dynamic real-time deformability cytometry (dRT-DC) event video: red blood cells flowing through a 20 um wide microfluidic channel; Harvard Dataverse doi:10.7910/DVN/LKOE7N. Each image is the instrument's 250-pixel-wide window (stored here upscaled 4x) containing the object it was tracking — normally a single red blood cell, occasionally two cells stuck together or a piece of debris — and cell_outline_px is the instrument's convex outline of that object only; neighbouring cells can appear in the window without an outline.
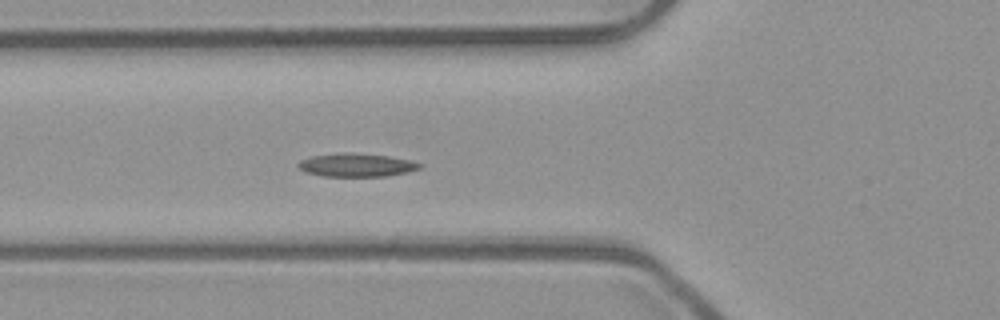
{"species": "common noctule bat (a hibernating species)", "species_latin": "Nyctalus noctula", "temperature_condition": "room temperature", "stored_images_in_passage": 31, "camera_frame_rate_fps": 3000, "um_per_image_px": 0.085, "animal": {"sex": "male", "body_mass_g": 23.1, "forearm_length_mm": 52.7}, "frame": {"image": 1, "passage_image": 7, "time_ms": 2.0, "image_size_px": [1000, 320], "cell_outline_px": [[424, 164], [420, 168], [408, 172], [384, 176], [324, 176], [304, 172], [296, 164], [300, 160], [312, 156], [344, 152], [352, 152], [388, 156], [412, 160]], "centroid_in_image_um": [30.31, 14.02], "position_along_channel_um": 95.5, "area_um2": 16.59}}
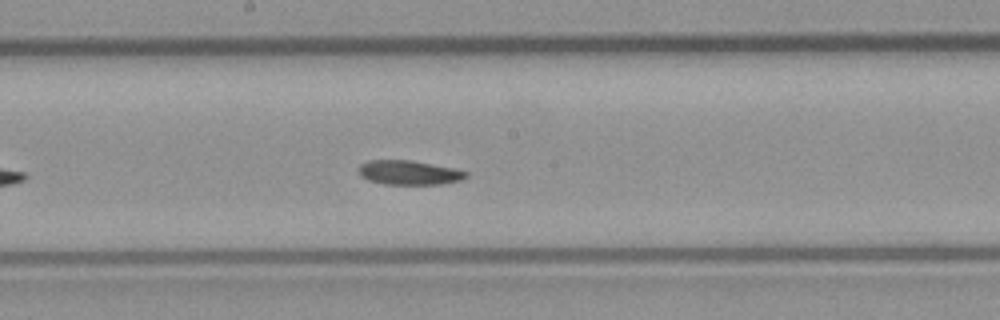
{"frame": {"image": 2, "passage_image": 16, "time_ms": 5.0, "image_size_px": [1000, 320], "cell_outline_px": [[468, 176], [460, 180], [440, 184], [384, 184], [368, 180], [360, 176], [356, 168], [360, 164], [368, 160], [412, 160], [456, 168], [468, 172]], "centroid_in_image_um": [34.74, 14.66], "position_along_channel_um": 213.5, "area_um2": 15.43}}
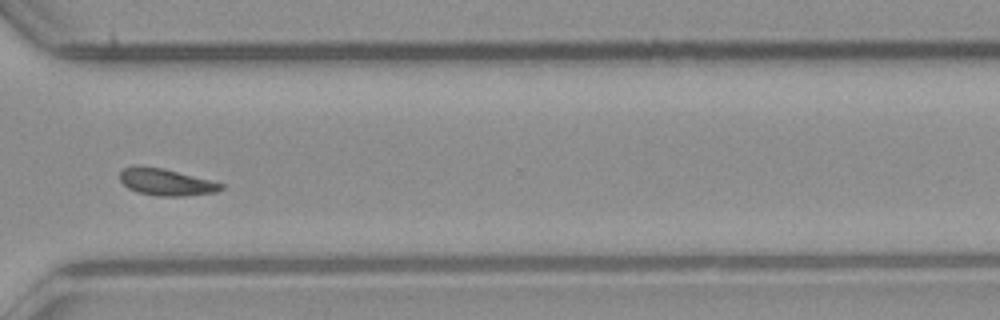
{"frame": {"image": 3, "passage_image": 27, "time_ms": 8.667, "image_size_px": [1000, 320], "cell_outline_px": [[224, 188], [216, 192], [184, 196], [160, 196], [136, 192], [128, 188], [120, 180], [120, 172], [124, 168], [136, 164], [140, 164], [164, 168], [224, 184]], "centroid_in_image_um": [14.08, 15.46], "position_along_channel_um": 356.5, "area_um2": 15.95}}